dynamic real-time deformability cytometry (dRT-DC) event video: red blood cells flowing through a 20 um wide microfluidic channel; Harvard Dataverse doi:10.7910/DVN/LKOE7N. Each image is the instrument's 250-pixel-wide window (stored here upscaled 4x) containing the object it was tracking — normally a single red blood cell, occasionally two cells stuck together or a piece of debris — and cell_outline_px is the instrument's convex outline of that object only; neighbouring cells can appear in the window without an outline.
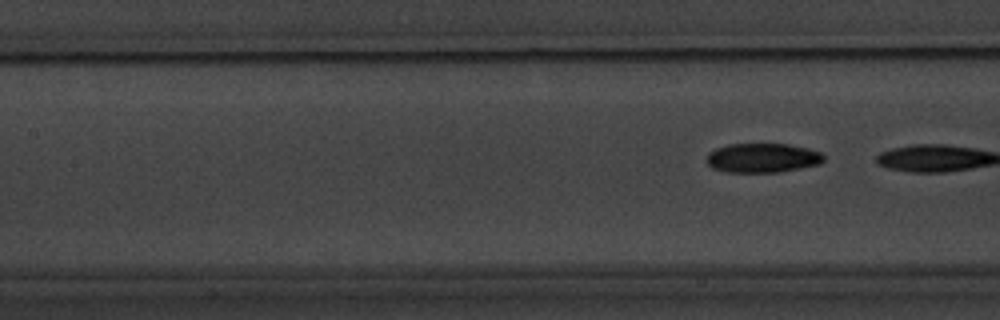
{"species": "common noctule bat (a hibernating species)", "species_latin": "Nyctalus noctula", "temperature_condition": "warm", "stored_images_in_passage": 9, "segment_of_instrument_passage": [2, 2], "camera_frame_rate_fps": 3000, "um_per_image_px": 0.085, "animal": {"sex": "male", "body_mass_g": 20.1, "forearm_length_mm": 53.5}, "frame": {"image": 1, "passage_image": 9, "time_ms": 10.333, "image_size_px": [1000, 320], "cell_outline_px": [[824, 160], [820, 164], [780, 172], [724, 172], [712, 168], [708, 164], [708, 152], [716, 148], [728, 144], [788, 144], [808, 148], [820, 152], [824, 156]], "centroid_in_image_um": [64.81, 13.42], "position_along_channel_um": 142.6, "area_um2": 20.06}}